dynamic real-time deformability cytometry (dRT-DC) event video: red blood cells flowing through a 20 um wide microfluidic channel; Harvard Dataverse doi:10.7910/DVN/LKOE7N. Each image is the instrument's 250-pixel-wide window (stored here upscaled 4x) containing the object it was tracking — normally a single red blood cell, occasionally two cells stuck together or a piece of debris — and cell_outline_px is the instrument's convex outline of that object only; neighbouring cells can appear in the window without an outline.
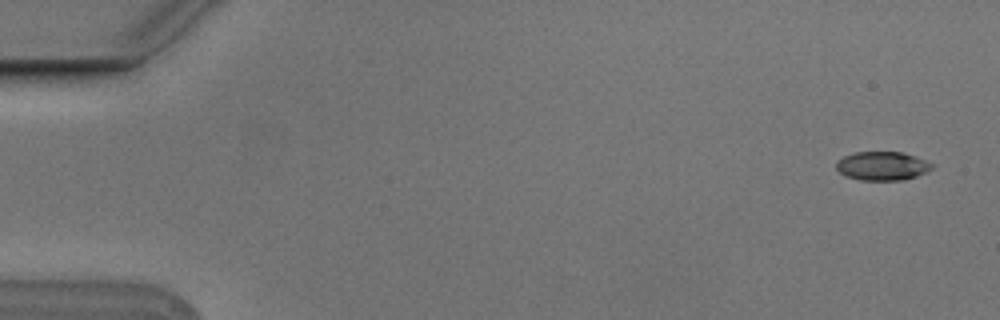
{"species": "Egyptian fruit bat (a non-hibernating species)", "species_latin": "Rousettus aegyptiacus", "temperature_condition": "cold", "stored_images_in_passage": 6, "camera_frame_rate_fps": 3000, "um_per_image_px": 0.085, "animal": {"sex": "male"}, "frame": {"image": 1, "passage_image": 1, "time_ms": 0.0, "image_size_px": [1000, 320], "cell_outline_px": [[936, 164], [928, 172], [904, 180], [860, 180], [848, 176], [840, 172], [836, 168], [836, 164], [844, 156], [856, 152], [900, 152]], "centroid_in_image_um": [75.03, 14.11], "position_along_channel_um": 10.0, "area_um2": 15.84}}
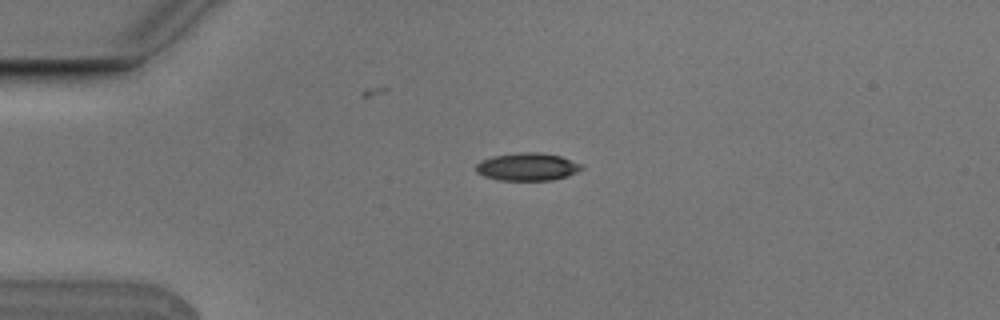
{"frame": {"image": 2, "passage_image": 4, "time_ms": 1.0, "image_size_px": [1000, 320], "cell_outline_px": [[584, 168], [568, 176], [552, 180], [500, 180], [484, 176], [476, 172], [476, 164], [480, 160], [492, 156], [520, 152], [540, 152], [560, 156], [580, 164]], "centroid_in_image_um": [44.8, 14.17], "position_along_channel_um": 40.2, "area_um2": 17.05}}